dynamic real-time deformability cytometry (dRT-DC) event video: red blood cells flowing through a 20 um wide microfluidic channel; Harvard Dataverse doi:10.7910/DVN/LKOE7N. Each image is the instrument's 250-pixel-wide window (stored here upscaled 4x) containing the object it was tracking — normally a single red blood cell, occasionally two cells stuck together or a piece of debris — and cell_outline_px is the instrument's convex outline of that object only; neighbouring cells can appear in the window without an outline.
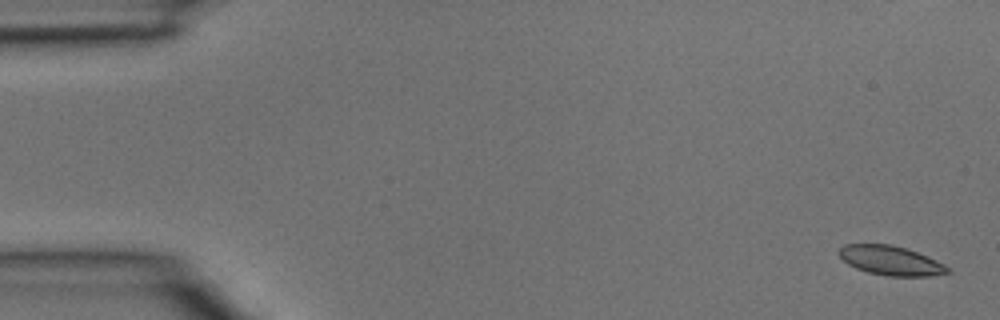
{"species": "common noctule bat (a hibernating species)", "species_latin": "Nyctalus noctula", "temperature_condition": "room temperature", "stored_images_in_passage": 4, "camera_frame_rate_fps": 3000, "um_per_image_px": 0.085, "animal": {"sex": "male", "body_mass_g": 15.6}, "frame": {"image": 1, "passage_image": 1, "time_ms": 0.0, "image_size_px": [1000, 320], "cell_outline_px": [[952, 272], [932, 276], [888, 276], [868, 272], [856, 268], [848, 264], [836, 252], [844, 244], [892, 244], [928, 256], [952, 268]], "centroid_in_image_um": [75.74, 22.15], "position_along_channel_um": 9.3, "area_um2": 18.67}}